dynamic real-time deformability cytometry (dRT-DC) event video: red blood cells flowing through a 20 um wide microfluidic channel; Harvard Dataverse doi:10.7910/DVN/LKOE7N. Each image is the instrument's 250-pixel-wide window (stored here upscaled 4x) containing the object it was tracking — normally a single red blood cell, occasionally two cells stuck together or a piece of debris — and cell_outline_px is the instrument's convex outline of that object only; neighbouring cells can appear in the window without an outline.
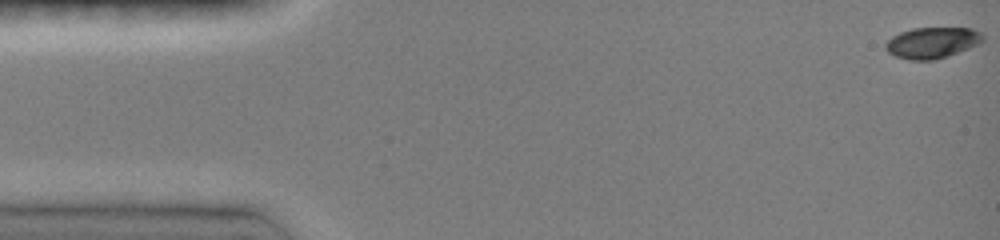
{"species": "common noctule bat (a hibernating species)", "species_latin": "Nyctalus noctula", "temperature_condition": "room temperature", "stored_images_in_passage": 44, "camera_frame_rate_fps": 3000, "um_per_image_px": 0.085, "animal": {"sex": "female", "body_mass_g": 19.0, "forearm_length_mm": 51.5}, "frame": {"image": 1, "passage_image": 1, "time_ms": 0.0, "image_size_px": [1000, 240], "cell_outline_px": [[984, 40], [980, 44], [932, 60], [908, 60], [896, 56], [888, 52], [884, 48], [884, 44], [892, 36], [900, 32], [912, 28], [972, 28], [980, 32], [984, 36]], "centroid_in_image_um": [79.21, 3.62], "position_along_channel_um": 5.8, "area_um2": 17.51}}
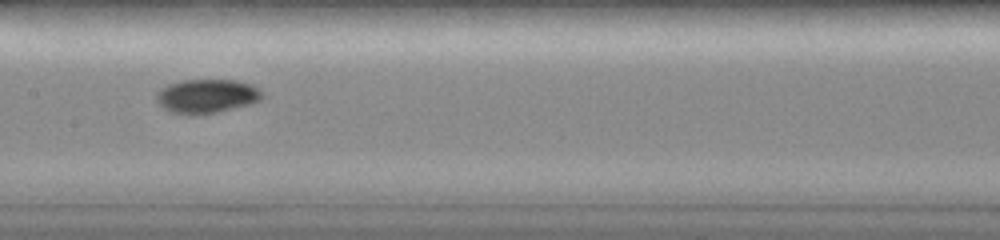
{"frame": {"image": 2, "passage_image": 24, "time_ms": 7.667, "image_size_px": [1000, 240], "cell_outline_px": [[264, 96], [260, 100], [252, 104], [220, 112], [196, 116], [188, 116], [172, 112], [164, 108], [156, 100], [156, 92], [160, 88], [168, 84], [180, 80], [236, 80], [252, 84], [264, 92]], "centroid_in_image_um": [17.59, 8.19], "position_along_channel_um": 189.8, "area_um2": 21.56}}
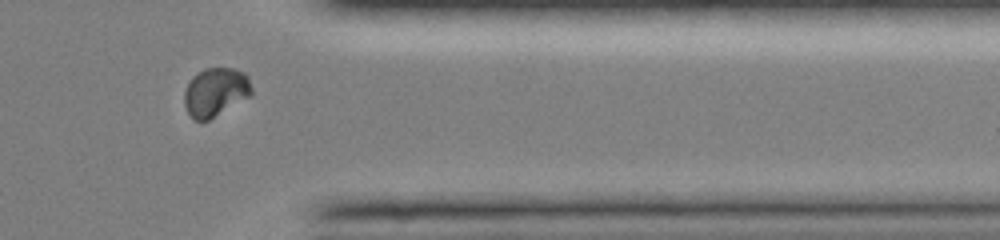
{"frame": {"image": 3, "passage_image": 39, "time_ms": 12.667, "image_size_px": [1000, 240], "cell_outline_px": [[252, 96], [208, 120], [196, 120], [188, 112], [184, 104], [184, 92], [192, 76], [204, 68], [232, 68], [244, 72], [248, 76], [252, 88]], "centroid_in_image_um": [18.34, 7.81], "position_along_channel_um": 393.1, "area_um2": 19.13}}